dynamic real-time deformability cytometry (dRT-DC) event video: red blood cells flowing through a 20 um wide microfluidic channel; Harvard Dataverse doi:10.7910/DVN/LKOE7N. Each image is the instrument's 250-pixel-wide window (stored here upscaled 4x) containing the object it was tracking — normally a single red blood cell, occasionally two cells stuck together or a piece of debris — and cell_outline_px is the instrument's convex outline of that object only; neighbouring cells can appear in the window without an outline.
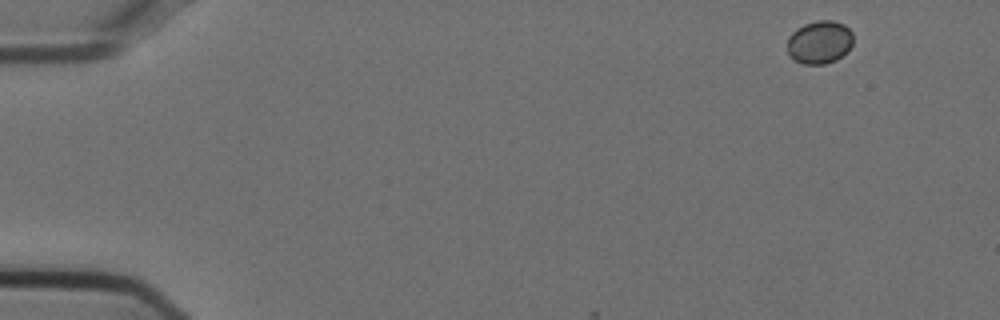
{"species": "Egyptian fruit bat (a non-hibernating species)", "species_latin": "Rousettus aegyptiacus", "temperature_condition": "cold", "stored_images_in_passage": 6, "camera_frame_rate_fps": 3000, "um_per_image_px": 0.085, "animal": {"sex": "female"}, "frame": {"image": 1, "passage_image": 1, "time_ms": 0.0, "image_size_px": [1000, 320], "cell_outline_px": [[852, 44], [848, 52], [836, 60], [824, 64], [804, 64], [792, 60], [788, 52], [788, 36], [796, 28], [804, 24], [816, 20], [832, 20], [844, 24], [852, 32]], "centroid_in_image_um": [69.66, 3.58], "position_along_channel_um": 15.3, "area_um2": 16.76}}